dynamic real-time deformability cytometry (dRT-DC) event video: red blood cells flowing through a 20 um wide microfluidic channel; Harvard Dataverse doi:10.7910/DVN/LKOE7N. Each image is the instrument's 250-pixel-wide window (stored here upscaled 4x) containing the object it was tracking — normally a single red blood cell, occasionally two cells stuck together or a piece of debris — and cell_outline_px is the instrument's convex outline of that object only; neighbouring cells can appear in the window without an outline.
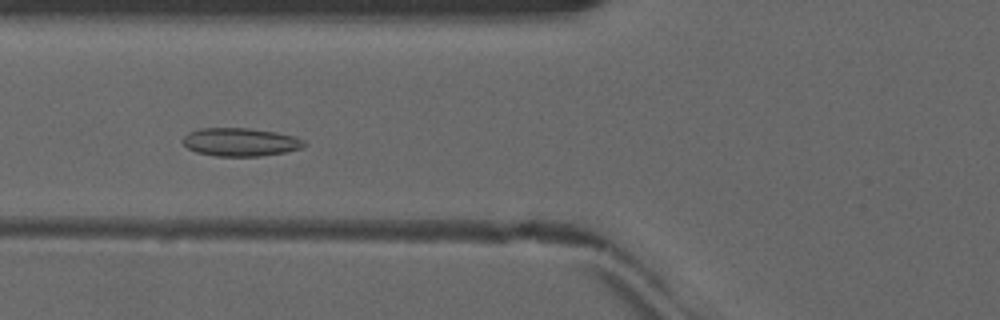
{"species": "common noctule bat (a hibernating species)", "species_latin": "Nyctalus noctula", "temperature_condition": "warm", "stored_images_in_passage": 45, "camera_frame_rate_fps": 3000, "um_per_image_px": 0.085, "animal": {"sex": "male", "forearm_length_mm": 52.5}, "frame": {"image": 1, "passage_image": 14, "time_ms": 4.333, "image_size_px": [1000, 320], "cell_outline_px": [[308, 144], [300, 148], [284, 152], [260, 156], [216, 156], [196, 152], [188, 148], [180, 140], [188, 132], [200, 128], [248, 128], [276, 132], [296, 136], [304, 140]], "centroid_in_image_um": [20.42, 12.07], "position_along_channel_um": 105.4, "area_um2": 20.06}}
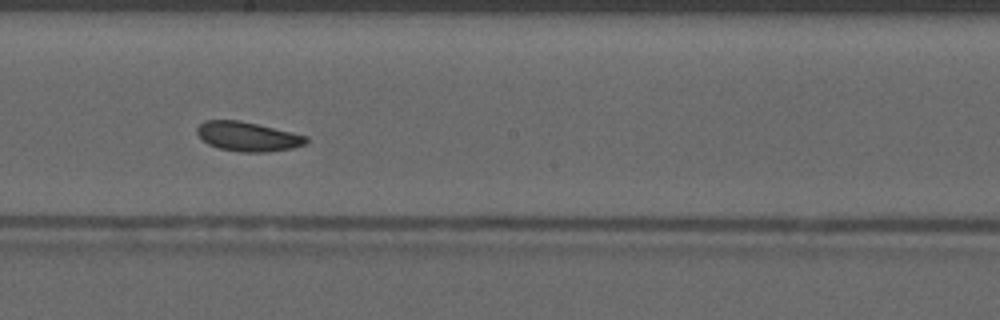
{"frame": {"image": 2, "passage_image": 23, "time_ms": 7.333, "image_size_px": [1000, 320], "cell_outline_px": [[308, 144], [292, 148], [264, 152], [240, 152], [220, 148], [208, 144], [196, 132], [196, 128], [204, 120], [240, 120], [292, 132], [308, 136]], "centroid_in_image_um": [21.08, 11.6], "position_along_channel_um": 227.1, "area_um2": 18.67}}
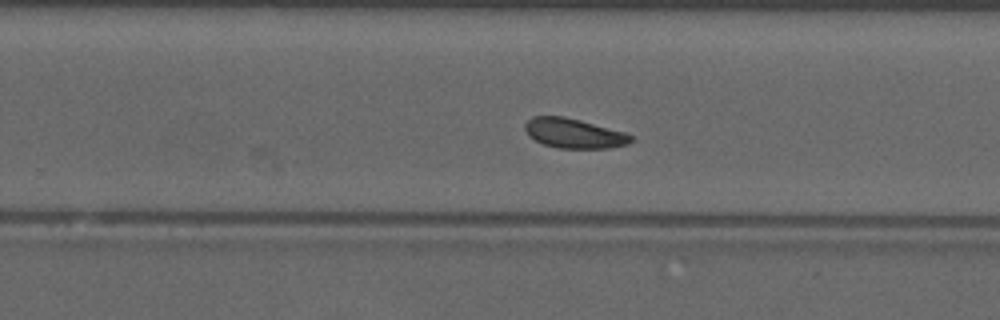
{"frame": {"image": 3, "passage_image": 27, "time_ms": 8.667, "image_size_px": [1000, 320], "cell_outline_px": [[632, 140], [628, 144], [608, 148], [556, 148], [544, 144], [528, 136], [524, 128], [524, 124], [532, 116], [564, 116], [580, 120], [624, 132], [632, 136]], "centroid_in_image_um": [48.75, 11.33], "position_along_channel_um": 281.1, "area_um2": 18.26}, "authors_computed_cell_mechanics": {"area_um2": 18.6694, "velocity_mm_per_s": 4.0632, "shape_relaxation_time_tau1_ms": null, "shape_relaxation_time_tau2_ms": 6.9661, "deformation_change_tau1": null, "deformation_change_tau2": 0.134}}